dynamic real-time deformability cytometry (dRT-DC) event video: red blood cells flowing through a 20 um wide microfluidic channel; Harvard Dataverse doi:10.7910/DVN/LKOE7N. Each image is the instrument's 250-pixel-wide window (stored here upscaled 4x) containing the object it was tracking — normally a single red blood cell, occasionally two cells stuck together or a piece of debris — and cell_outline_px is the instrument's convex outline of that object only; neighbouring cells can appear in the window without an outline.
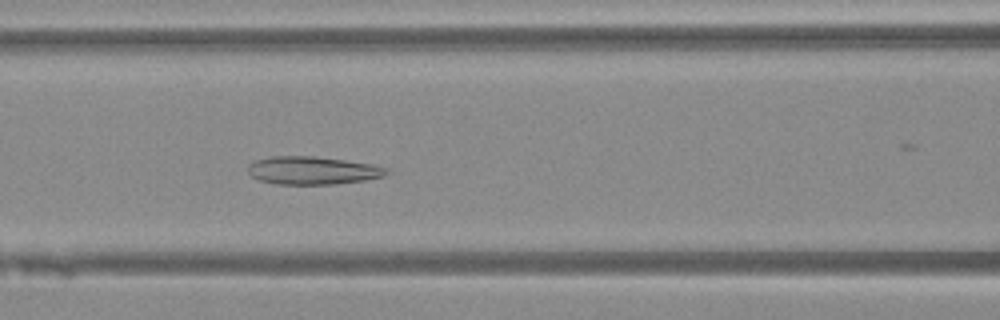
{"species": "Egyptian fruit bat (a non-hibernating species)", "species_latin": "Rousettus aegyptiacus", "temperature_condition": "warm", "stored_images_in_passage": 14, "camera_frame_rate_fps": 3000, "um_per_image_px": 0.085, "animal": {"sex": "female"}, "frame": {"image": 1, "passage_image": 11, "time_ms": 3.333, "image_size_px": [1000, 320], "cell_outline_px": [[388, 172], [384, 176], [364, 180], [336, 184], [276, 184], [260, 180], [252, 176], [248, 172], [248, 164], [256, 160], [272, 156], [312, 156], [344, 160], [372, 164], [388, 168]], "centroid_in_image_um": [26.56, 14.49], "position_along_channel_um": 140.0, "area_um2": 22.48}}